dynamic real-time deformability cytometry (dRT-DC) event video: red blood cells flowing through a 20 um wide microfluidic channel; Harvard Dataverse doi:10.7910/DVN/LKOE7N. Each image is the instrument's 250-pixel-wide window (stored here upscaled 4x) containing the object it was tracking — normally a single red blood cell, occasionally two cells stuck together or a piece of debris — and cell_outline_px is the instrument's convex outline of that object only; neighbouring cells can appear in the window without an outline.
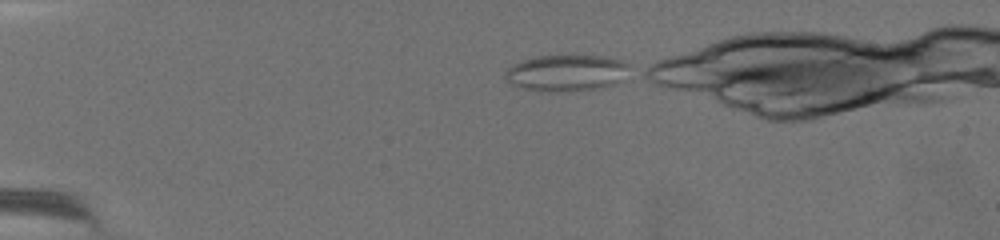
{"species": "common noctule bat (a hibernating species)", "species_latin": "Nyctalus noctula", "temperature_condition": "warm", "stored_images_in_passage": 48, "camera_frame_rate_fps": 3000, "um_per_image_px": 0.085, "animal": {"sex": "female", "body_mass_g": 19.5, "forearm_length_mm": 54.1}, "frame": {"image": 1, "passage_image": 1, "time_ms": 0.0, "image_size_px": [1000, 240], "cell_outline_px": [[628, 64], [616, 80], [608, 84], [596, 88], [524, 88], [512, 84], [504, 76], [508, 68], [520, 60], [536, 56], [600, 56], [620, 60]], "centroid_in_image_um": [48.02, 6.12], "position_along_channel_um": 37.0, "area_um2": 24.1}}
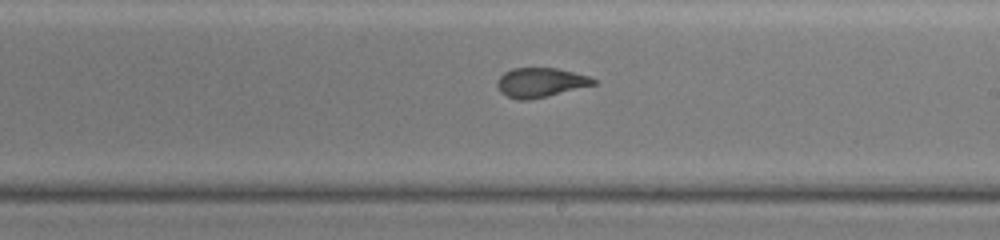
{"frame": {"image": 2, "passage_image": 28, "time_ms": 9.0, "image_size_px": [1000, 240], "cell_outline_px": [[596, 84], [548, 96], [528, 100], [520, 100], [508, 96], [500, 92], [500, 76], [504, 72], [512, 68], [556, 68], [588, 76], [596, 80]], "centroid_in_image_um": [45.97, 7.01], "position_along_channel_um": 243.0, "area_um2": 16.13}}
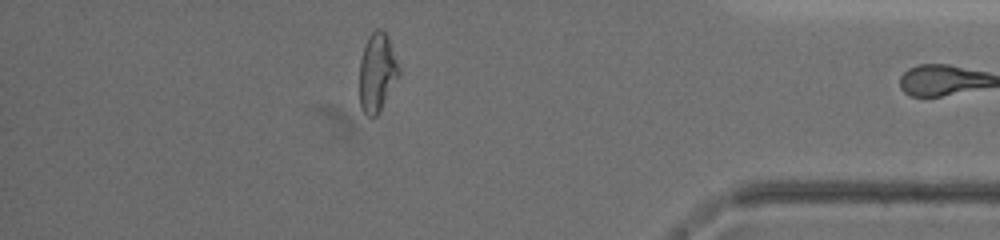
{"frame": {"image": 3, "passage_image": 47, "time_ms": 15.333, "image_size_px": [1000, 240], "cell_outline_px": [[400, 76], [376, 116], [368, 116], [360, 108], [360, 60], [368, 36], [376, 28], [380, 28], [388, 36], [400, 68]], "centroid_in_image_um": [32.07, 6.14], "position_along_channel_um": 403.1, "area_um2": 18.03}}